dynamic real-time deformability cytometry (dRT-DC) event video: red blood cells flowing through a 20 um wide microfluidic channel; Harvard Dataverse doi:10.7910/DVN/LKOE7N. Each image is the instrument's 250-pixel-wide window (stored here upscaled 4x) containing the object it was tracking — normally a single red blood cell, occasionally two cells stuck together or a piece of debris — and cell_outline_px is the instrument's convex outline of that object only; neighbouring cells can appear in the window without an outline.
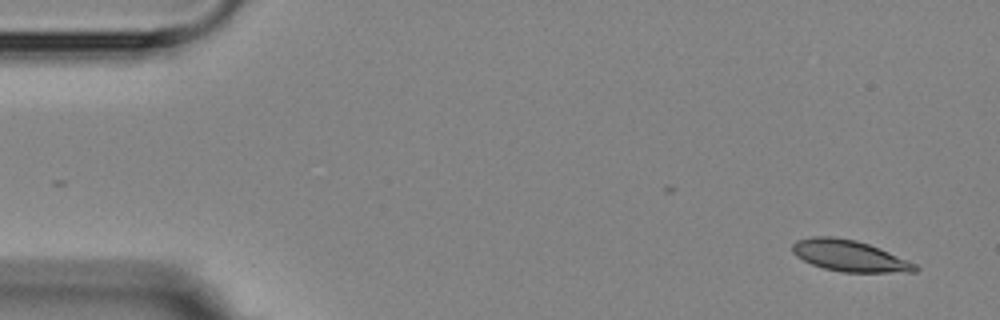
{"species": "Egyptian fruit bat (a non-hibernating species)", "species_latin": "Rousettus aegyptiacus", "temperature_condition": "room temperature", "stored_images_in_passage": 2, "camera_frame_rate_fps": 3000, "um_per_image_px": 0.085, "animal": {"sex": "female"}, "frame": {"image": 1, "passage_image": 2, "time_ms": 1.333, "image_size_px": [1000, 320], "cell_outline_px": [[920, 268], [916, 272], [840, 272], [824, 268], [812, 264], [796, 256], [792, 252], [792, 244], [796, 240], [812, 236], [832, 236], [856, 240], [880, 248], [908, 260], [916, 264]], "centroid_in_image_um": [72.2, 21.74], "position_along_channel_um": 12.8, "area_um2": 22.43}}